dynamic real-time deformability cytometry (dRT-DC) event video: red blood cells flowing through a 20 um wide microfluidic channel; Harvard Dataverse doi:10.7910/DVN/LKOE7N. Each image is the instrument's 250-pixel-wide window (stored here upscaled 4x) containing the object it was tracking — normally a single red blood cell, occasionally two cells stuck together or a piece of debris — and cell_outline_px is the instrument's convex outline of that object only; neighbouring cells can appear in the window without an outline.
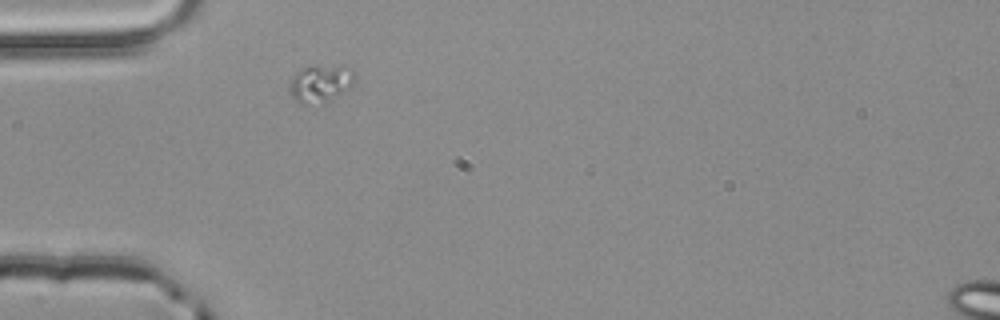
{"species": "common noctule bat (a hibernating species)", "species_latin": "Nyctalus noctula", "temperature_condition": "room temperature", "stored_images_in_passage": 1, "camera_frame_rate_fps": 3000, "um_per_image_px": 0.085, "animal": {"sex": "male", "body_mass_g": 20.4}, "frame": {"image": 1, "passage_image": 1, "time_ms": 0.0, "image_size_px": [1000, 320], "cell_outline_px": [[352, 84], [340, 92], [324, 100], [304, 104], [296, 100], [288, 92], [288, 84], [292, 76], [296, 72], [304, 68], [316, 64], [344, 64], [352, 68]], "centroid_in_image_um": [27.17, 6.99], "position_along_channel_um": 57.8, "area_um2": 13.93}}